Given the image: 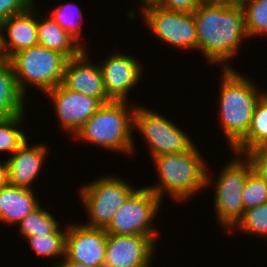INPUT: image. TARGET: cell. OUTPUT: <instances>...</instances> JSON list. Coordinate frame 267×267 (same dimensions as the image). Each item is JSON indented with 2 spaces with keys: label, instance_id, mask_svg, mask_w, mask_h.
<instances>
[{
  "label": "cell",
  "instance_id": "1",
  "mask_svg": "<svg viewBox=\"0 0 267 267\" xmlns=\"http://www.w3.org/2000/svg\"><path fill=\"white\" fill-rule=\"evenodd\" d=\"M194 18L197 51L202 52L206 64L233 68V58L238 56L242 43L249 40L241 4L229 0L201 2Z\"/></svg>",
  "mask_w": 267,
  "mask_h": 267
},
{
  "label": "cell",
  "instance_id": "2",
  "mask_svg": "<svg viewBox=\"0 0 267 267\" xmlns=\"http://www.w3.org/2000/svg\"><path fill=\"white\" fill-rule=\"evenodd\" d=\"M236 70L221 69L217 97L220 129L230 151L247 135L256 106L267 93L266 90H260L249 76Z\"/></svg>",
  "mask_w": 267,
  "mask_h": 267
},
{
  "label": "cell",
  "instance_id": "3",
  "mask_svg": "<svg viewBox=\"0 0 267 267\" xmlns=\"http://www.w3.org/2000/svg\"><path fill=\"white\" fill-rule=\"evenodd\" d=\"M198 149L195 144L182 153L153 156L151 160L154 161L159 183L146 187L161 200L167 195L173 202L181 204L190 201L198 192L207 190L209 161Z\"/></svg>",
  "mask_w": 267,
  "mask_h": 267
},
{
  "label": "cell",
  "instance_id": "4",
  "mask_svg": "<svg viewBox=\"0 0 267 267\" xmlns=\"http://www.w3.org/2000/svg\"><path fill=\"white\" fill-rule=\"evenodd\" d=\"M112 101L103 104L74 135L78 141L102 147L113 153L133 155V115L137 103Z\"/></svg>",
  "mask_w": 267,
  "mask_h": 267
},
{
  "label": "cell",
  "instance_id": "5",
  "mask_svg": "<svg viewBox=\"0 0 267 267\" xmlns=\"http://www.w3.org/2000/svg\"><path fill=\"white\" fill-rule=\"evenodd\" d=\"M235 157L228 160L219 174L214 177L210 165L207 169V188L213 186L214 210L217 223L224 232H228L242 217L245 208L243 202V189L249 173L253 170L251 161L246 155L232 153ZM211 170V171H210ZM210 173V174H209ZM215 181L213 184H211Z\"/></svg>",
  "mask_w": 267,
  "mask_h": 267
},
{
  "label": "cell",
  "instance_id": "6",
  "mask_svg": "<svg viewBox=\"0 0 267 267\" xmlns=\"http://www.w3.org/2000/svg\"><path fill=\"white\" fill-rule=\"evenodd\" d=\"M8 60L20 91L28 97L29 86L45 94L61 84L68 59L57 51L36 45L17 52Z\"/></svg>",
  "mask_w": 267,
  "mask_h": 267
},
{
  "label": "cell",
  "instance_id": "7",
  "mask_svg": "<svg viewBox=\"0 0 267 267\" xmlns=\"http://www.w3.org/2000/svg\"><path fill=\"white\" fill-rule=\"evenodd\" d=\"M142 6V7H141ZM137 10L127 11L128 19L142 16V23L153 33L157 40L175 50L197 51V29L194 13L167 10L153 2L141 4ZM137 13V14H136Z\"/></svg>",
  "mask_w": 267,
  "mask_h": 267
},
{
  "label": "cell",
  "instance_id": "8",
  "mask_svg": "<svg viewBox=\"0 0 267 267\" xmlns=\"http://www.w3.org/2000/svg\"><path fill=\"white\" fill-rule=\"evenodd\" d=\"M119 177L120 175H102L79 187L78 196L87 215V222L83 225L102 229L109 226L115 213L136 189Z\"/></svg>",
  "mask_w": 267,
  "mask_h": 267
},
{
  "label": "cell",
  "instance_id": "9",
  "mask_svg": "<svg viewBox=\"0 0 267 267\" xmlns=\"http://www.w3.org/2000/svg\"><path fill=\"white\" fill-rule=\"evenodd\" d=\"M165 115L136 104L133 115V130L142 136L149 155L178 154L190 150L195 142L189 134L183 131Z\"/></svg>",
  "mask_w": 267,
  "mask_h": 267
},
{
  "label": "cell",
  "instance_id": "10",
  "mask_svg": "<svg viewBox=\"0 0 267 267\" xmlns=\"http://www.w3.org/2000/svg\"><path fill=\"white\" fill-rule=\"evenodd\" d=\"M162 202L163 200L145 185L136 188L115 213L105 229L106 232L114 235H146L157 243L160 236L155 226V218Z\"/></svg>",
  "mask_w": 267,
  "mask_h": 267
},
{
  "label": "cell",
  "instance_id": "11",
  "mask_svg": "<svg viewBox=\"0 0 267 267\" xmlns=\"http://www.w3.org/2000/svg\"><path fill=\"white\" fill-rule=\"evenodd\" d=\"M43 95L52 102L61 130L72 137L103 105L99 99L67 89L62 83Z\"/></svg>",
  "mask_w": 267,
  "mask_h": 267
},
{
  "label": "cell",
  "instance_id": "12",
  "mask_svg": "<svg viewBox=\"0 0 267 267\" xmlns=\"http://www.w3.org/2000/svg\"><path fill=\"white\" fill-rule=\"evenodd\" d=\"M110 54L99 61L105 91L112 101H129V93L144 75V66L137 56L126 52L115 51Z\"/></svg>",
  "mask_w": 267,
  "mask_h": 267
},
{
  "label": "cell",
  "instance_id": "13",
  "mask_svg": "<svg viewBox=\"0 0 267 267\" xmlns=\"http://www.w3.org/2000/svg\"><path fill=\"white\" fill-rule=\"evenodd\" d=\"M156 247L150 236L107 234L103 267H151Z\"/></svg>",
  "mask_w": 267,
  "mask_h": 267
},
{
  "label": "cell",
  "instance_id": "14",
  "mask_svg": "<svg viewBox=\"0 0 267 267\" xmlns=\"http://www.w3.org/2000/svg\"><path fill=\"white\" fill-rule=\"evenodd\" d=\"M68 224L65 258L90 267H103L106 256L107 232L82 223Z\"/></svg>",
  "mask_w": 267,
  "mask_h": 267
},
{
  "label": "cell",
  "instance_id": "15",
  "mask_svg": "<svg viewBox=\"0 0 267 267\" xmlns=\"http://www.w3.org/2000/svg\"><path fill=\"white\" fill-rule=\"evenodd\" d=\"M88 49L80 56L68 59L62 84L72 91L99 99L103 104L112 102L108 97L99 64L88 57Z\"/></svg>",
  "mask_w": 267,
  "mask_h": 267
},
{
  "label": "cell",
  "instance_id": "16",
  "mask_svg": "<svg viewBox=\"0 0 267 267\" xmlns=\"http://www.w3.org/2000/svg\"><path fill=\"white\" fill-rule=\"evenodd\" d=\"M29 138L19 149L6 159L8 167V184L33 189L34 181L40 175L45 160L48 158L50 147L46 144H33ZM47 157V158H46Z\"/></svg>",
  "mask_w": 267,
  "mask_h": 267
},
{
  "label": "cell",
  "instance_id": "17",
  "mask_svg": "<svg viewBox=\"0 0 267 267\" xmlns=\"http://www.w3.org/2000/svg\"><path fill=\"white\" fill-rule=\"evenodd\" d=\"M37 3L24 13L9 17L1 25V58L9 59L21 50L38 45Z\"/></svg>",
  "mask_w": 267,
  "mask_h": 267
},
{
  "label": "cell",
  "instance_id": "18",
  "mask_svg": "<svg viewBox=\"0 0 267 267\" xmlns=\"http://www.w3.org/2000/svg\"><path fill=\"white\" fill-rule=\"evenodd\" d=\"M34 189L7 184L0 189V222L7 226L19 224L28 214L37 209L41 200Z\"/></svg>",
  "mask_w": 267,
  "mask_h": 267
},
{
  "label": "cell",
  "instance_id": "19",
  "mask_svg": "<svg viewBox=\"0 0 267 267\" xmlns=\"http://www.w3.org/2000/svg\"><path fill=\"white\" fill-rule=\"evenodd\" d=\"M38 7V45L57 51L67 59L80 56L86 49L69 33L64 31L52 18L40 14L41 11L38 10Z\"/></svg>",
  "mask_w": 267,
  "mask_h": 267
},
{
  "label": "cell",
  "instance_id": "20",
  "mask_svg": "<svg viewBox=\"0 0 267 267\" xmlns=\"http://www.w3.org/2000/svg\"><path fill=\"white\" fill-rule=\"evenodd\" d=\"M26 96L20 91L10 61L0 58V120L26 113Z\"/></svg>",
  "mask_w": 267,
  "mask_h": 267
},
{
  "label": "cell",
  "instance_id": "21",
  "mask_svg": "<svg viewBox=\"0 0 267 267\" xmlns=\"http://www.w3.org/2000/svg\"><path fill=\"white\" fill-rule=\"evenodd\" d=\"M258 147H267V93L256 106L247 135L231 152L245 155Z\"/></svg>",
  "mask_w": 267,
  "mask_h": 267
},
{
  "label": "cell",
  "instance_id": "22",
  "mask_svg": "<svg viewBox=\"0 0 267 267\" xmlns=\"http://www.w3.org/2000/svg\"><path fill=\"white\" fill-rule=\"evenodd\" d=\"M68 226L61 228L57 233H51L48 235L38 234L37 236H30L26 239L29 243V247L37 256L46 257L45 259H58L52 264V267H56L65 258L66 247V234Z\"/></svg>",
  "mask_w": 267,
  "mask_h": 267
},
{
  "label": "cell",
  "instance_id": "23",
  "mask_svg": "<svg viewBox=\"0 0 267 267\" xmlns=\"http://www.w3.org/2000/svg\"><path fill=\"white\" fill-rule=\"evenodd\" d=\"M47 15L87 50L88 47L84 44L85 41L82 40L84 14L80 6L74 2L61 3L56 8L54 7L53 10L51 9V12Z\"/></svg>",
  "mask_w": 267,
  "mask_h": 267
},
{
  "label": "cell",
  "instance_id": "24",
  "mask_svg": "<svg viewBox=\"0 0 267 267\" xmlns=\"http://www.w3.org/2000/svg\"><path fill=\"white\" fill-rule=\"evenodd\" d=\"M18 225L17 229L22 239L37 236L38 234L48 235L57 233L63 228L60 221L58 222V219L56 220L55 215L41 205L28 214Z\"/></svg>",
  "mask_w": 267,
  "mask_h": 267
},
{
  "label": "cell",
  "instance_id": "25",
  "mask_svg": "<svg viewBox=\"0 0 267 267\" xmlns=\"http://www.w3.org/2000/svg\"><path fill=\"white\" fill-rule=\"evenodd\" d=\"M244 233L254 235V237H262L267 240V202L257 207L246 209L242 217L227 232L229 235L233 233Z\"/></svg>",
  "mask_w": 267,
  "mask_h": 267
},
{
  "label": "cell",
  "instance_id": "26",
  "mask_svg": "<svg viewBox=\"0 0 267 267\" xmlns=\"http://www.w3.org/2000/svg\"><path fill=\"white\" fill-rule=\"evenodd\" d=\"M25 113L0 120V156L8 152L12 156L28 138L23 132L22 124L26 120Z\"/></svg>",
  "mask_w": 267,
  "mask_h": 267
},
{
  "label": "cell",
  "instance_id": "27",
  "mask_svg": "<svg viewBox=\"0 0 267 267\" xmlns=\"http://www.w3.org/2000/svg\"><path fill=\"white\" fill-rule=\"evenodd\" d=\"M240 4L248 38L267 36V0H243Z\"/></svg>",
  "mask_w": 267,
  "mask_h": 267
},
{
  "label": "cell",
  "instance_id": "28",
  "mask_svg": "<svg viewBox=\"0 0 267 267\" xmlns=\"http://www.w3.org/2000/svg\"><path fill=\"white\" fill-rule=\"evenodd\" d=\"M242 196L245 210L267 202V182L252 170L244 185Z\"/></svg>",
  "mask_w": 267,
  "mask_h": 267
},
{
  "label": "cell",
  "instance_id": "29",
  "mask_svg": "<svg viewBox=\"0 0 267 267\" xmlns=\"http://www.w3.org/2000/svg\"><path fill=\"white\" fill-rule=\"evenodd\" d=\"M36 0H0V24L9 17L24 13Z\"/></svg>",
  "mask_w": 267,
  "mask_h": 267
},
{
  "label": "cell",
  "instance_id": "30",
  "mask_svg": "<svg viewBox=\"0 0 267 267\" xmlns=\"http://www.w3.org/2000/svg\"><path fill=\"white\" fill-rule=\"evenodd\" d=\"M251 161L253 170L267 182V147H258L245 154Z\"/></svg>",
  "mask_w": 267,
  "mask_h": 267
},
{
  "label": "cell",
  "instance_id": "31",
  "mask_svg": "<svg viewBox=\"0 0 267 267\" xmlns=\"http://www.w3.org/2000/svg\"><path fill=\"white\" fill-rule=\"evenodd\" d=\"M152 2L167 10L184 13H194L201 3L200 0H153Z\"/></svg>",
  "mask_w": 267,
  "mask_h": 267
},
{
  "label": "cell",
  "instance_id": "32",
  "mask_svg": "<svg viewBox=\"0 0 267 267\" xmlns=\"http://www.w3.org/2000/svg\"><path fill=\"white\" fill-rule=\"evenodd\" d=\"M0 160V189L8 184V167L6 160Z\"/></svg>",
  "mask_w": 267,
  "mask_h": 267
},
{
  "label": "cell",
  "instance_id": "33",
  "mask_svg": "<svg viewBox=\"0 0 267 267\" xmlns=\"http://www.w3.org/2000/svg\"><path fill=\"white\" fill-rule=\"evenodd\" d=\"M56 267H90V266H86L85 264L79 262L68 261L66 258H64Z\"/></svg>",
  "mask_w": 267,
  "mask_h": 267
},
{
  "label": "cell",
  "instance_id": "34",
  "mask_svg": "<svg viewBox=\"0 0 267 267\" xmlns=\"http://www.w3.org/2000/svg\"><path fill=\"white\" fill-rule=\"evenodd\" d=\"M1 47H2V34H1V24H0V58H1Z\"/></svg>",
  "mask_w": 267,
  "mask_h": 267
},
{
  "label": "cell",
  "instance_id": "35",
  "mask_svg": "<svg viewBox=\"0 0 267 267\" xmlns=\"http://www.w3.org/2000/svg\"><path fill=\"white\" fill-rule=\"evenodd\" d=\"M231 2H234V3H241L243 0H229Z\"/></svg>",
  "mask_w": 267,
  "mask_h": 267
},
{
  "label": "cell",
  "instance_id": "36",
  "mask_svg": "<svg viewBox=\"0 0 267 267\" xmlns=\"http://www.w3.org/2000/svg\"><path fill=\"white\" fill-rule=\"evenodd\" d=\"M141 4L146 3V2H152L153 0H140Z\"/></svg>",
  "mask_w": 267,
  "mask_h": 267
},
{
  "label": "cell",
  "instance_id": "37",
  "mask_svg": "<svg viewBox=\"0 0 267 267\" xmlns=\"http://www.w3.org/2000/svg\"><path fill=\"white\" fill-rule=\"evenodd\" d=\"M201 2H208V1H220V0H200Z\"/></svg>",
  "mask_w": 267,
  "mask_h": 267
}]
</instances>
